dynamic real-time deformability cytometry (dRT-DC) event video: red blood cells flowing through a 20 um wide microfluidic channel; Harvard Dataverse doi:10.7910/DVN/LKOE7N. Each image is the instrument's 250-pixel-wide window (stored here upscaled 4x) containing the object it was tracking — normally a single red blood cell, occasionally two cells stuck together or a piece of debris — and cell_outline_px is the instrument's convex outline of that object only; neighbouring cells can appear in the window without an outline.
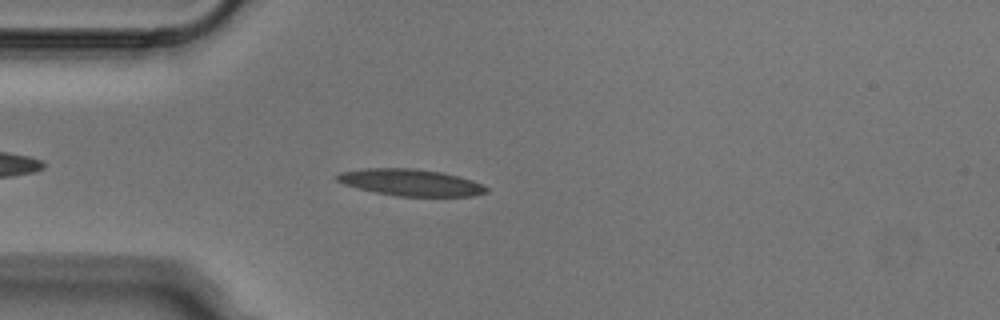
{"species": "Egyptian fruit bat (a non-hibernating species)", "species_latin": "Rousettus aegyptiacus", "temperature_condition": "cold", "stored_images_in_passage": 44, "camera_frame_rate_fps": 3000, "um_per_image_px": 0.085, "animal": {"sex": "male"}, "frame": {"image": 1, "passage_image": 6, "time_ms": 1.667, "image_size_px": [1000, 320], "cell_outline_px": [[488, 192], [472, 196], [396, 196], [376, 192], [344, 184], [336, 180], [336, 176], [340, 172], [364, 168], [412, 168], [440, 172], [472, 180], [488, 188]], "centroid_in_image_um": [34.89, 15.51], "position_along_channel_um": 50.1, "area_um2": 22.95}}
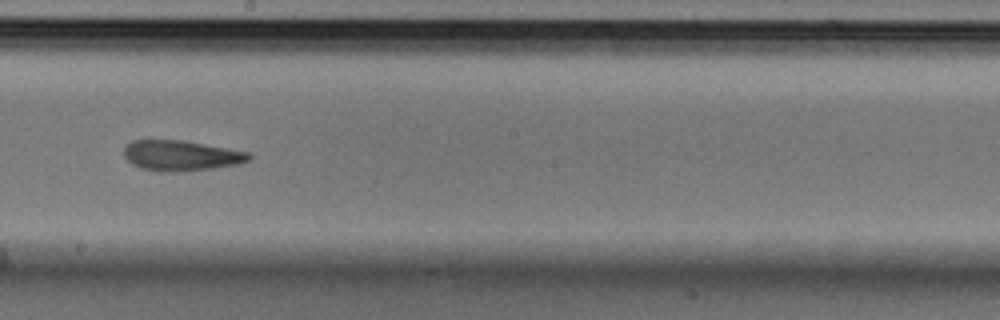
{"frame": {"image": 2, "passage_image": 21, "time_ms": 6.667, "image_size_px": [1000, 320], "cell_outline_px": [[252, 156], [248, 160], [240, 164], [212, 168], [172, 172], [160, 172], [140, 168], [132, 164], [124, 156], [124, 148], [132, 140], [184, 140], [248, 152]], "centroid_in_image_um": [15.37, 13.22], "position_along_channel_um": 232.8, "area_um2": 22.08}}
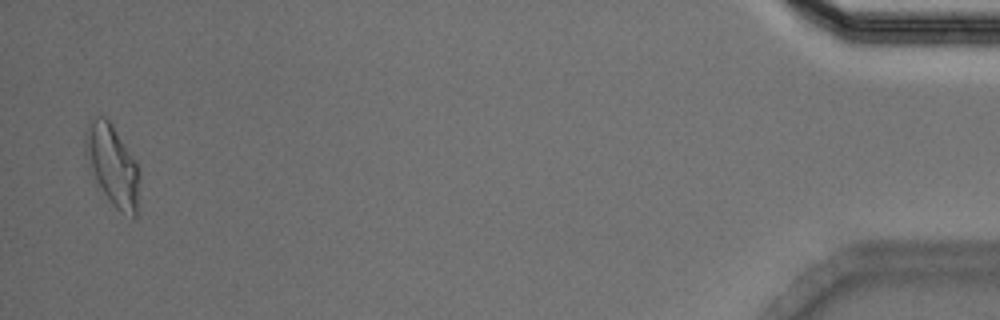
{"frame": {"image": 3, "passage_image": 43, "time_ms": 14.0, "image_size_px": [1000, 320], "cell_outline_px": [[140, 176], [136, 216], [132, 216], [120, 212], [112, 204], [96, 180], [88, 164], [84, 152], [84, 136], [96, 116], [104, 116], [112, 124], [136, 160], [140, 168]], "centroid_in_image_um": [9.59, 14.05], "position_along_channel_um": 425.6, "area_um2": 25.26}}